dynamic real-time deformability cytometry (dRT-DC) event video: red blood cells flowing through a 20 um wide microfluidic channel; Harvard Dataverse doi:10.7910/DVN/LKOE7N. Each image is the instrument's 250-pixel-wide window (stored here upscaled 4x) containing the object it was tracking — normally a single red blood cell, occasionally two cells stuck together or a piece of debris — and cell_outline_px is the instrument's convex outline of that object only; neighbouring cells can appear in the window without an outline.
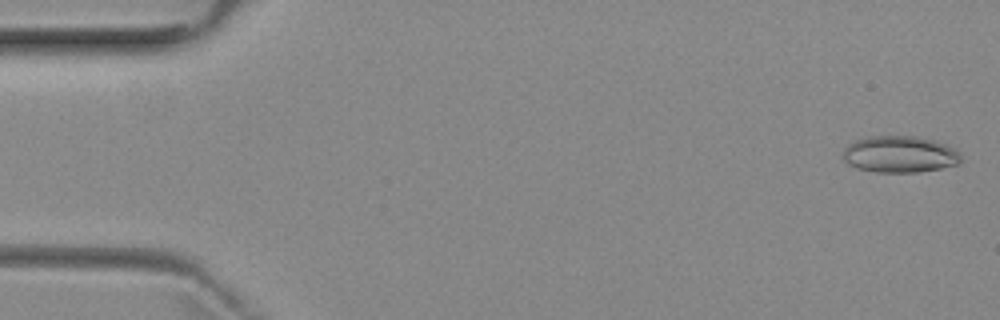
{"species": "common noctule bat (a hibernating species)", "species_latin": "Nyctalus noctula", "temperature_condition": "room temperature", "stored_images_in_passage": 4, "camera_frame_rate_fps": 3000, "um_per_image_px": 0.085, "animal": {"sex": "female", "body_mass_g": 29.2, "forearm_length_mm": 56.3}, "frame": {"image": 1, "passage_image": 1, "time_ms": 0.0, "image_size_px": [1000, 320], "cell_outline_px": [[960, 164], [920, 172], [876, 172], [856, 168], [848, 164], [844, 160], [844, 148], [848, 144], [856, 140], [868, 136], [916, 136], [936, 140], [948, 144], [956, 148], [960, 152]], "centroid_in_image_um": [76.52, 13.11], "position_along_channel_um": 8.5, "area_um2": 25.49}}